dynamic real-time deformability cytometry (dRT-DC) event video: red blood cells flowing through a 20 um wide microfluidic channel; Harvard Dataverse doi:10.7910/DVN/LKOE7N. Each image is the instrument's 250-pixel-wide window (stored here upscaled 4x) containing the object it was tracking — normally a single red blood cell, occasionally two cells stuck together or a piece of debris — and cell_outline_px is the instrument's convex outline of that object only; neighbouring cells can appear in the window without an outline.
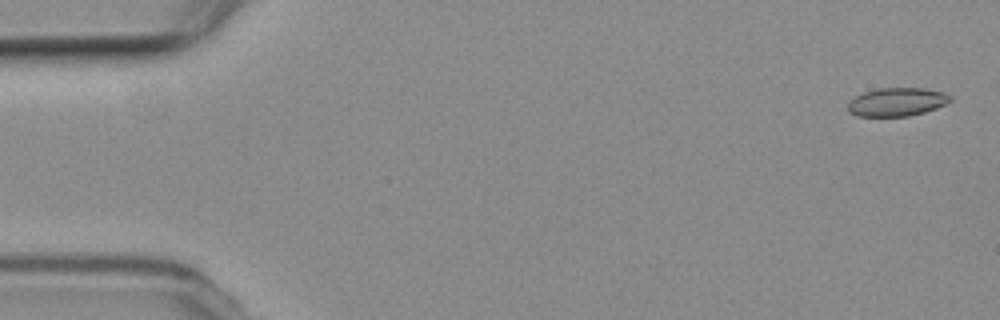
{"species": "common noctule bat (a hibernating species)", "species_latin": "Nyctalus noctula", "temperature_condition": "room temperature", "stored_images_in_passage": 6, "camera_frame_rate_fps": 3000, "um_per_image_px": 0.085, "animal": {"sex": "female", "body_mass_g": 19.3, "forearm_length_mm": 54.1}, "frame": {"image": 1, "passage_image": 1, "time_ms": 0.0, "image_size_px": [1000, 320], "cell_outline_px": [[952, 100], [936, 108], [924, 112], [908, 116], [856, 116], [848, 112], [848, 104], [856, 96], [864, 92], [880, 88], [924, 88], [944, 92], [952, 96]], "centroid_in_image_um": [76.25, 8.66], "position_along_channel_um": 8.8, "area_um2": 16.88}}
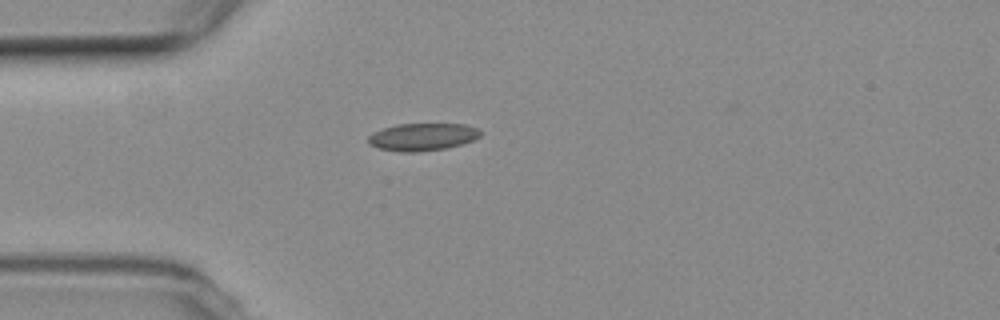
{"frame": {"image": 2, "passage_image": 5, "time_ms": 4.667, "image_size_px": [1000, 320], "cell_outline_px": [[480, 136], [472, 140], [460, 144], [444, 148], [416, 152], [400, 152], [380, 148], [368, 144], [368, 136], [372, 132], [396, 124], [464, 124], [476, 128], [480, 132]], "centroid_in_image_um": [35.86, 11.63], "position_along_channel_um": 49.1, "area_um2": 17.74}}